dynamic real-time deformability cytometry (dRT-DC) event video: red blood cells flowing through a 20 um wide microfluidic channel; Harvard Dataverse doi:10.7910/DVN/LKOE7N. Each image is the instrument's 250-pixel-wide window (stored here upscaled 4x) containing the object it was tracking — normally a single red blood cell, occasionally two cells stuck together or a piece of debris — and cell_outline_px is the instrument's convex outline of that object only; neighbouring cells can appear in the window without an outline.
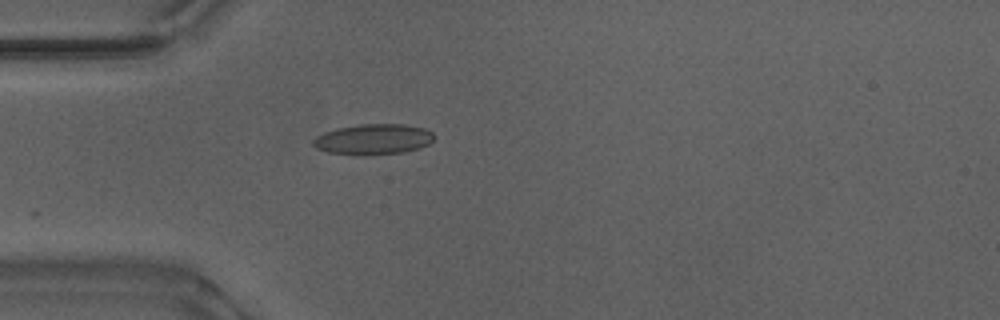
{"species": "Egyptian fruit bat (a non-hibernating species)", "species_latin": "Rousettus aegyptiacus", "temperature_condition": "warm", "stored_images_in_passage": 29, "camera_frame_rate_fps": 3000, "um_per_image_px": 0.085, "animal": {"sex": "male"}, "frame": {"image": 1, "passage_image": 1, "time_ms": 0.0, "image_size_px": [1000, 320], "cell_outline_px": [[432, 140], [428, 144], [420, 148], [400, 152], [328, 152], [316, 148], [312, 144], [312, 140], [316, 136], [324, 132], [336, 128], [360, 124], [404, 124], [424, 128], [432, 132]], "centroid_in_image_um": [31.72, 11.78], "position_along_channel_um": 53.3, "area_um2": 20.52}}
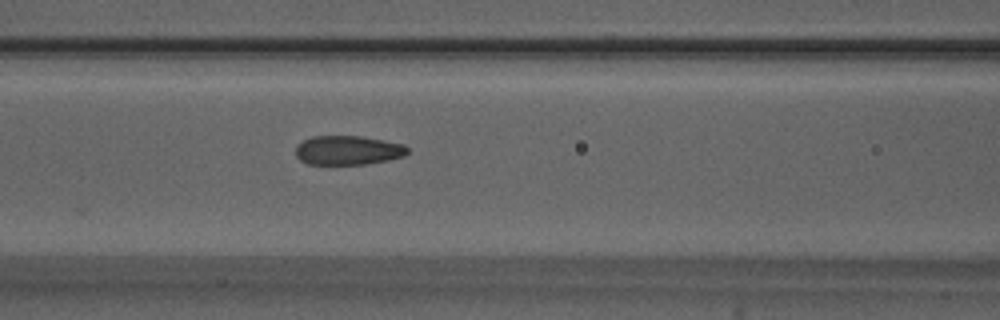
{"frame": {"image": 2, "passage_image": 8, "time_ms": 2.333, "image_size_px": [1000, 320], "cell_outline_px": [[408, 152], [404, 156], [388, 160], [364, 164], [308, 164], [300, 160], [296, 156], [296, 144], [312, 136], [360, 136], [384, 140], [404, 144], [408, 148]], "centroid_in_image_um": [29.57, 12.77], "position_along_channel_um": 137.0, "area_um2": 19.07}}
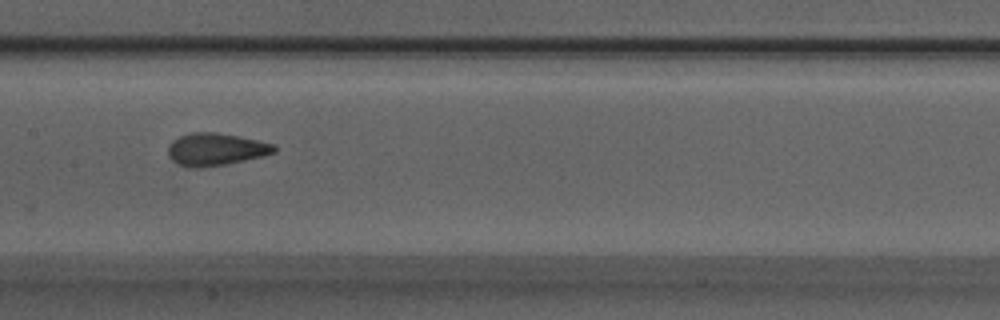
{"frame": {"image": 3, "passage_image": 12, "time_ms": 3.667, "image_size_px": [1000, 320], "cell_outline_px": [[276, 152], [264, 156], [224, 164], [200, 168], [188, 168], [172, 160], [168, 156], [168, 148], [172, 140], [180, 136], [192, 132], [216, 132], [276, 144]], "centroid_in_image_um": [18.33, 12.69], "position_along_channel_um": 189.1, "area_um2": 20.0}, "authors_computed_cell_mechanics": {"area_um2": 19.1896, "velocity_mm_per_s": 3.8947, "shape_relaxation_time_tau1_ms": null, "shape_relaxation_time_tau2_ms": 0.9371, "deformation_change_tau1": null, "deformation_change_tau2": 0.0673}}